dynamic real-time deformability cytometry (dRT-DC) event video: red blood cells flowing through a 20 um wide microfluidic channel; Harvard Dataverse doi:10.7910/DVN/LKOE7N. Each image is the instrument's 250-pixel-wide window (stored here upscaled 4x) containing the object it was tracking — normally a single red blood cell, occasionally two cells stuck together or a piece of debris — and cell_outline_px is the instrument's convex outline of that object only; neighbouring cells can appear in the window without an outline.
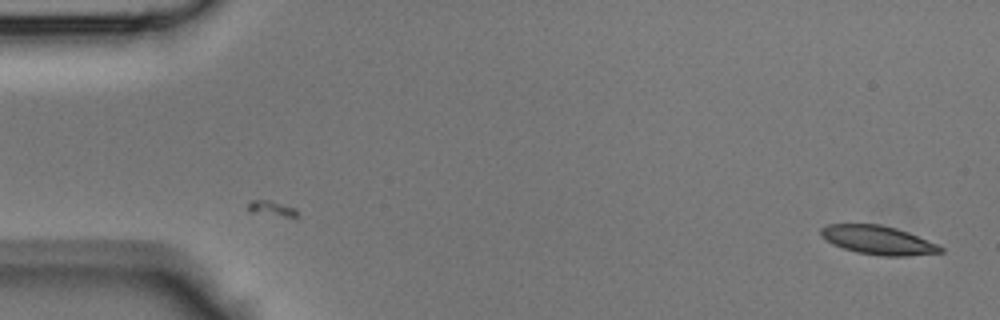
{"species": "Egyptian fruit bat (a non-hibernating species)", "species_latin": "Rousettus aegyptiacus", "temperature_condition": "room temperature", "stored_images_in_passage": 44, "camera_frame_rate_fps": 3000, "um_per_image_px": 0.085, "animal": {"sex": "male"}, "frame": {"image": 1, "passage_image": 1, "time_ms": 0.0, "image_size_px": [1000, 320], "cell_outline_px": [[944, 252], [908, 256], [880, 256], [856, 252], [832, 244], [820, 236], [820, 228], [828, 224], [880, 224], [896, 228], [908, 232], [936, 244], [944, 248]], "centroid_in_image_um": [74.61, 20.41], "position_along_channel_um": 10.4, "area_um2": 20.06}}
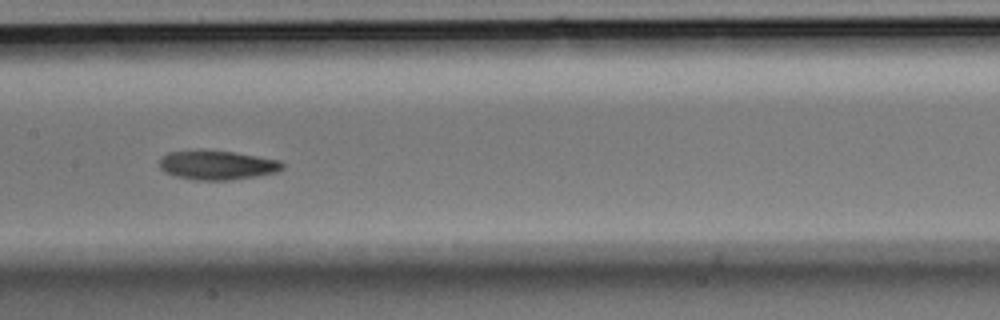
{"frame": {"image": 2, "passage_image": 21, "time_ms": 6.667, "image_size_px": [1000, 320], "cell_outline_px": [[284, 168], [276, 172], [256, 176], [228, 180], [196, 180], [176, 176], [164, 172], [160, 168], [160, 156], [168, 152], [196, 148], [200, 148], [236, 152], [280, 160], [284, 164]], "centroid_in_image_um": [18.42, 13.99], "position_along_channel_um": 189.0, "area_um2": 21.5}}
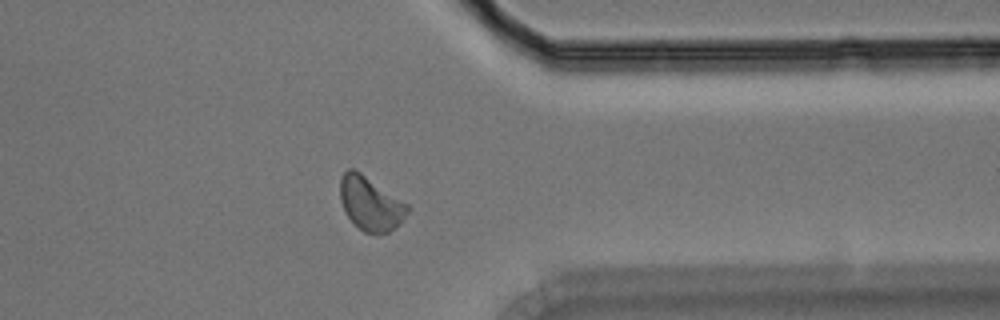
{"frame": {"image": 3, "passage_image": 34, "time_ms": 11.0, "image_size_px": [1000, 320], "cell_outline_px": [[408, 212], [404, 220], [388, 232], [376, 236], [364, 232], [344, 212], [340, 200], [340, 176], [348, 168], [352, 168], [360, 172], [408, 204]], "centroid_in_image_um": [31.48, 17.32], "position_along_channel_um": 379.9, "area_um2": 21.15}}